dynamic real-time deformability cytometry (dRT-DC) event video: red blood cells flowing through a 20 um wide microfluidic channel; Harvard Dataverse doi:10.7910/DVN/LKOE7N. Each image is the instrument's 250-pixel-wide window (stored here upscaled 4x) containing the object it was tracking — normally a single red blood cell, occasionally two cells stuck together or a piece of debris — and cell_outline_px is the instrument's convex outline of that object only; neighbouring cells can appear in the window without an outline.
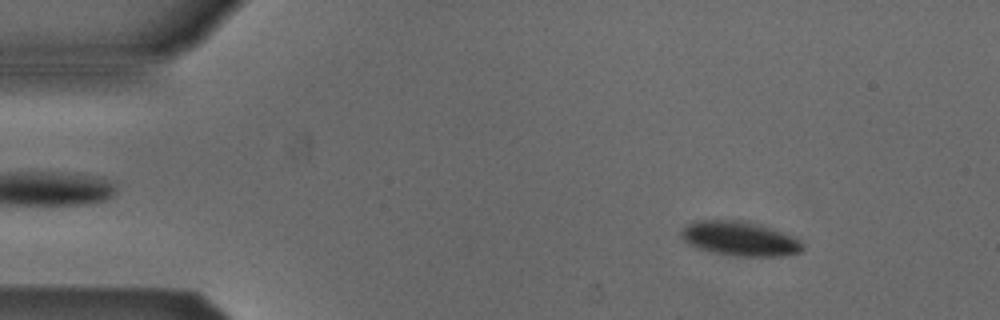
{"species": "Egyptian fruit bat (a non-hibernating species)", "species_latin": "Rousettus aegyptiacus", "temperature_condition": "cold", "stored_images_in_passage": 52, "camera_frame_rate_fps": 3000, "um_per_image_px": 0.085, "animal": {"sex": "male"}, "frame": {"image": 1, "passage_image": 6, "time_ms": 1.667, "image_size_px": [1000, 320], "cell_outline_px": [[804, 248], [800, 252], [784, 256], [736, 256], [712, 252], [696, 248], [688, 244], [680, 236], [680, 232], [688, 224], [696, 220], [744, 220], [760, 224], [792, 236], [800, 240], [804, 244]], "centroid_in_image_um": [62.88, 20.28], "position_along_channel_um": 22.1, "area_um2": 24.51}}
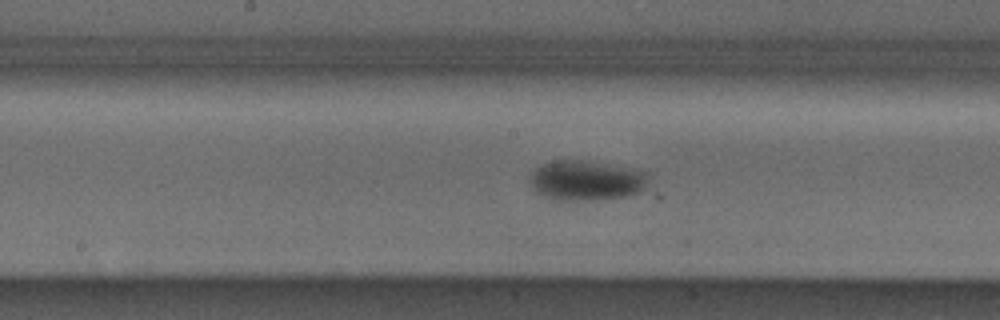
{"frame": {"image": 2, "passage_image": 26, "time_ms": 8.333, "image_size_px": [1000, 320], "cell_outline_px": [[648, 176], [644, 188], [628, 196], [580, 200], [560, 200], [536, 192], [532, 188], [528, 180], [528, 176], [536, 168], [552, 160], [584, 160], [648, 172]], "centroid_in_image_um": [49.77, 15.32], "position_along_channel_um": 198.4, "area_um2": 27.17}}
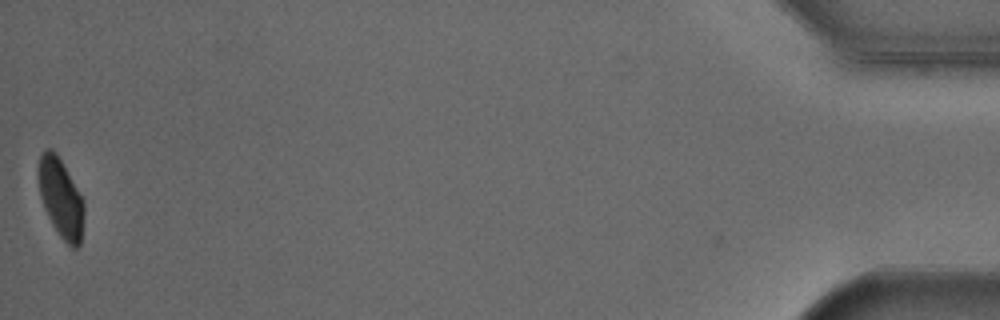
{"frame": {"image": 3, "passage_image": 52, "time_ms": 17.0, "image_size_px": [1000, 320], "cell_outline_px": [[84, 212], [80, 244], [76, 248], [72, 248], [60, 236], [52, 224], [44, 208], [40, 196], [36, 176], [36, 172], [40, 156], [48, 148], [52, 148], [56, 152], [84, 200]], "centroid_in_image_um": [5.14, 16.81], "position_along_channel_um": 430.1, "area_um2": 21.1}, "authors_computed_cell_mechanics": {"area_um2": 24.5939, "velocity_mm_per_s": 3.839, "shape_relaxation_time_tau1_ms": 2.0895, "shape_relaxation_time_tau2_ms": null, "deformation_change_tau1": 0.0862, "deformation_change_tau2": null}}